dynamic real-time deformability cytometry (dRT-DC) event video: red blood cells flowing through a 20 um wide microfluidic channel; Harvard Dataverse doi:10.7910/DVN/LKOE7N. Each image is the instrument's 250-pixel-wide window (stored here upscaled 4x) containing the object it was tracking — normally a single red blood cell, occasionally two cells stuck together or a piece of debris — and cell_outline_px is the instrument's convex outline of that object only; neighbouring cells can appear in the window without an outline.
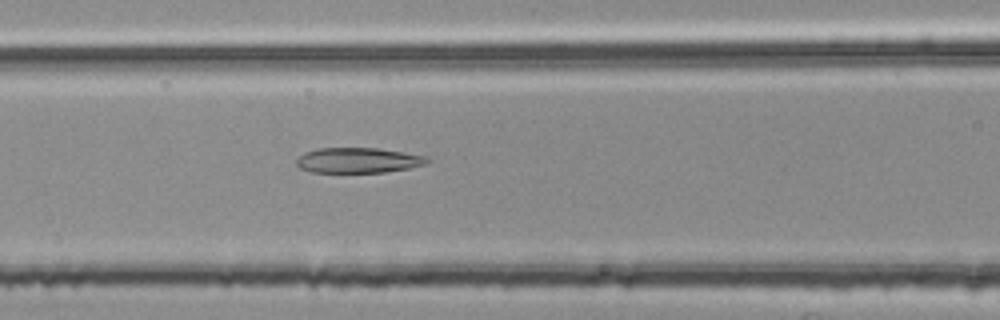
{"species": "common noctule bat (a hibernating species)", "species_latin": "Nyctalus noctula", "temperature_condition": "room temperature", "stored_images_in_passage": 8, "camera_frame_rate_fps": 3000, "um_per_image_px": 0.085, "animal": {"sex": "female", "body_mass_g": 25.1}, "frame": {"image": 1, "passage_image": 8, "time_ms": 2.333, "image_size_px": [1000, 320], "cell_outline_px": [[432, 160], [424, 164], [408, 168], [384, 172], [312, 172], [300, 168], [296, 164], [296, 160], [304, 152], [316, 148], [380, 148], [428, 156]], "centroid_in_image_um": [30.45, 13.61], "position_along_channel_um": 136.1, "area_um2": 19.31}}